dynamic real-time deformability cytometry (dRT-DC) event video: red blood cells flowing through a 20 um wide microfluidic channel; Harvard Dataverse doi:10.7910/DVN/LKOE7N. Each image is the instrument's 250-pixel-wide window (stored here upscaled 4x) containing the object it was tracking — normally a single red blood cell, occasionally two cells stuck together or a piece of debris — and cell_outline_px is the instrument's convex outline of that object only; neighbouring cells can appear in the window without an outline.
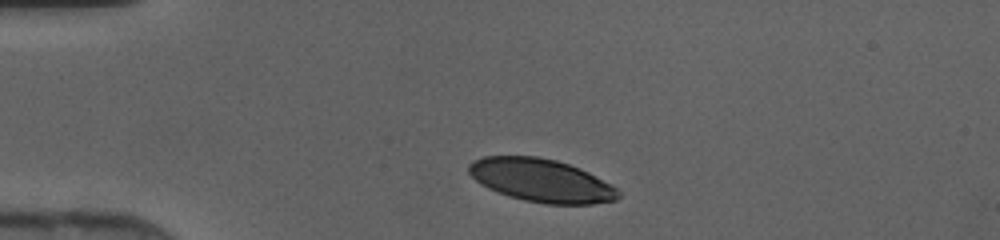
{"species": "human", "species_latin": "Homo sapiens", "temperature_condition": "cold", "stored_images_in_passage": 34, "camera_frame_rate_fps": 3000, "um_per_image_px": 0.085, "donor": {"sex": "female"}, "frame": {"image": 1, "passage_image": 1, "time_ms": 0.0, "image_size_px": [1000, 240], "cell_outline_px": [[620, 196], [616, 200], [592, 204], [544, 204], [524, 200], [508, 196], [488, 188], [480, 184], [468, 172], [468, 164], [472, 160], [484, 156], [536, 156], [556, 160], [580, 168], [612, 184], [620, 192]], "centroid_in_image_um": [46.0, 15.33], "position_along_channel_um": 39.0, "area_um2": 37.69}}
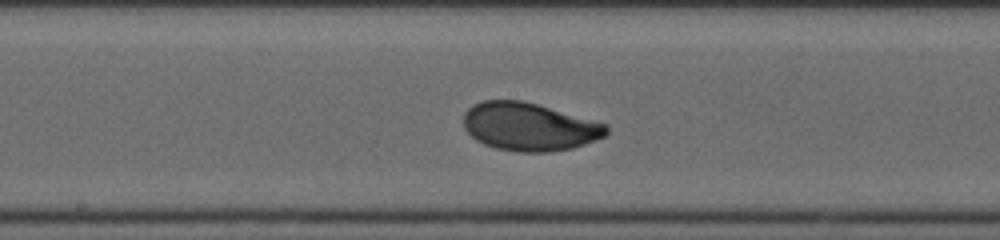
{"frame": {"image": 2, "passage_image": 15, "time_ms": 4.667, "image_size_px": [1000, 240], "cell_outline_px": [[608, 132], [604, 136], [584, 144], [572, 148], [548, 152], [520, 152], [496, 148], [484, 144], [476, 140], [464, 128], [464, 112], [472, 104], [484, 100], [520, 100], [536, 104], [608, 124]], "centroid_in_image_um": [44.96, 10.77], "position_along_channel_um": 203.2, "area_um2": 39.82}}
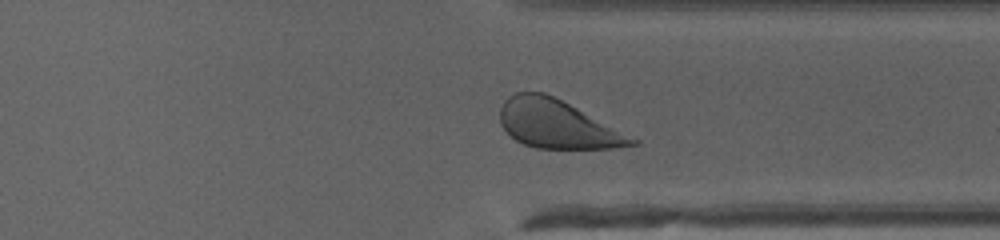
{"frame": {"image": 3, "passage_image": 26, "time_ms": 8.333, "image_size_px": [1000, 240], "cell_outline_px": [[640, 144], [616, 148], [536, 148], [524, 144], [516, 140], [500, 124], [500, 108], [504, 100], [508, 96], [516, 92], [544, 92], [640, 140]], "centroid_in_image_um": [47.36, 10.56], "position_along_channel_um": 364.0, "area_um2": 36.65}}